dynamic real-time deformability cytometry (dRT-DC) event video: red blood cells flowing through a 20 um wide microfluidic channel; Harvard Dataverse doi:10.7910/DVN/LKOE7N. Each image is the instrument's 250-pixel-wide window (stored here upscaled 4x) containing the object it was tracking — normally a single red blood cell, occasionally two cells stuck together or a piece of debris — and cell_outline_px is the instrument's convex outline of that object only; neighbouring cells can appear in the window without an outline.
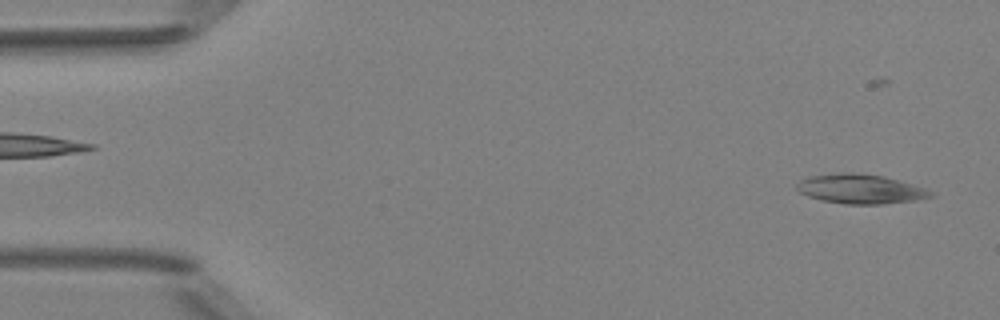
{"species": "Egyptian fruit bat (a non-hibernating species)", "species_latin": "Rousettus aegyptiacus", "temperature_condition": "room temperature", "stored_images_in_passage": 4, "camera_frame_rate_fps": 3000, "um_per_image_px": 0.085, "animal": {"sex": "female"}, "frame": {"image": 1, "passage_image": 4, "time_ms": 3.333, "image_size_px": [1000, 320], "cell_outline_px": [[936, 192], [932, 196], [916, 200], [880, 204], [844, 204], [820, 200], [808, 196], [800, 192], [796, 188], [796, 184], [800, 180], [808, 176], [840, 172], [852, 172], [884, 176], [924, 188]], "centroid_in_image_um": [73.1, 16.06], "position_along_channel_um": 11.9, "area_um2": 23.0}}